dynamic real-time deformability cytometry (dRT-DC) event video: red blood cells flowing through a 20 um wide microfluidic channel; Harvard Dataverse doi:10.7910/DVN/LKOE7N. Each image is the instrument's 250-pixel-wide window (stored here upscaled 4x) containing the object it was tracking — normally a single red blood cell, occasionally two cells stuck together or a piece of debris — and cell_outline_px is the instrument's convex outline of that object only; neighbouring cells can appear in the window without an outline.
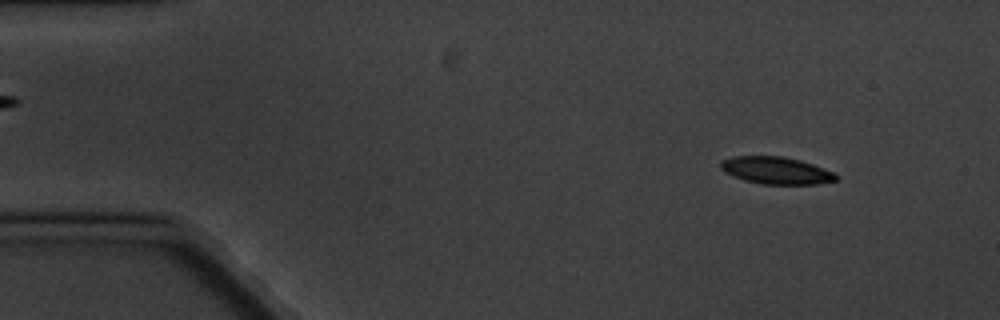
{"species": "common noctule bat (a hibernating species)", "species_latin": "Nyctalus noctula", "temperature_condition": "cold", "stored_images_in_passage": 4, "camera_frame_rate_fps": 3000, "um_per_image_px": 0.085, "animal": {"sex": "male", "body_mass_g": 20.1, "forearm_length_mm": 53.5}, "frame": {"image": 1, "passage_image": 1, "time_ms": 0.0, "image_size_px": [1000, 320], "cell_outline_px": [[840, 176], [836, 180], [820, 184], [764, 184], [744, 180], [724, 172], [720, 168], [720, 160], [732, 156], [784, 156], [800, 160], [812, 164], [832, 172]], "centroid_in_image_um": [65.95, 14.48], "position_along_channel_um": 19.1, "area_um2": 18.32}}
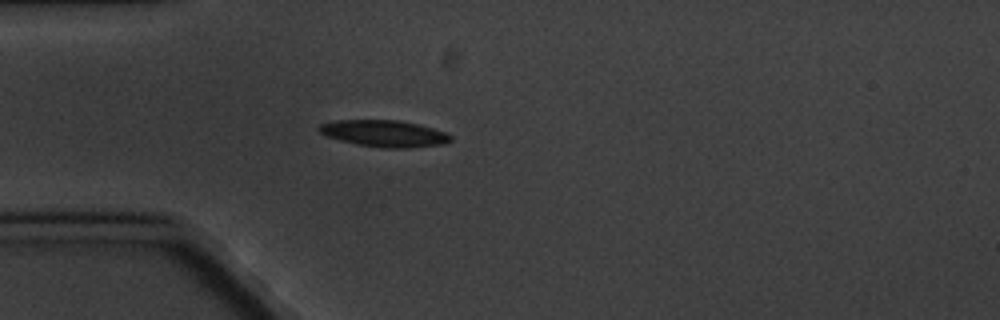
{"frame": {"image": 2, "passage_image": 4, "time_ms": 3.333, "image_size_px": [1000, 320], "cell_outline_px": [[452, 140], [444, 144], [408, 148], [384, 148], [356, 144], [324, 136], [316, 128], [320, 124], [336, 120], [396, 120], [416, 124], [432, 128], [444, 132], [452, 136]], "centroid_in_image_um": [32.62, 11.35], "position_along_channel_um": 52.4, "area_um2": 20.4}}